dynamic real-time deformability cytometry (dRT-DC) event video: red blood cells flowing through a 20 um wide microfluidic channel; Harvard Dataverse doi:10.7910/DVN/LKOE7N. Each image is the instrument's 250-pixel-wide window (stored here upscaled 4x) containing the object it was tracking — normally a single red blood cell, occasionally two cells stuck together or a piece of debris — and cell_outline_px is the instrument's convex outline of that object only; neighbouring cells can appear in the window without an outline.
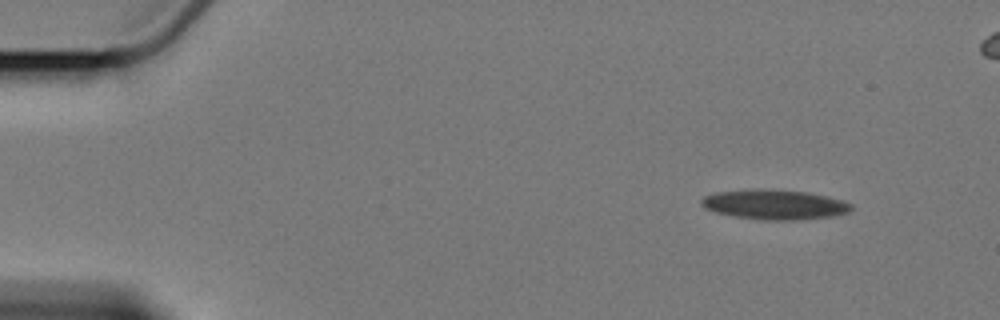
{"species": "Egyptian fruit bat (a non-hibernating species)", "species_latin": "Rousettus aegyptiacus", "temperature_condition": "cold", "stored_images_in_passage": 6, "camera_frame_rate_fps": 3000, "um_per_image_px": 0.085, "animal": {"sex": "female"}, "frame": {"image": 1, "passage_image": 1, "time_ms": 0.0, "image_size_px": [1000, 320], "cell_outline_px": [[852, 208], [848, 212], [832, 216], [796, 220], [764, 220], [736, 216], [716, 212], [704, 208], [700, 204], [700, 200], [704, 196], [716, 192], [804, 192], [844, 200], [852, 204]], "centroid_in_image_um": [65.87, 17.44], "position_along_channel_um": 19.1, "area_um2": 24.62}}